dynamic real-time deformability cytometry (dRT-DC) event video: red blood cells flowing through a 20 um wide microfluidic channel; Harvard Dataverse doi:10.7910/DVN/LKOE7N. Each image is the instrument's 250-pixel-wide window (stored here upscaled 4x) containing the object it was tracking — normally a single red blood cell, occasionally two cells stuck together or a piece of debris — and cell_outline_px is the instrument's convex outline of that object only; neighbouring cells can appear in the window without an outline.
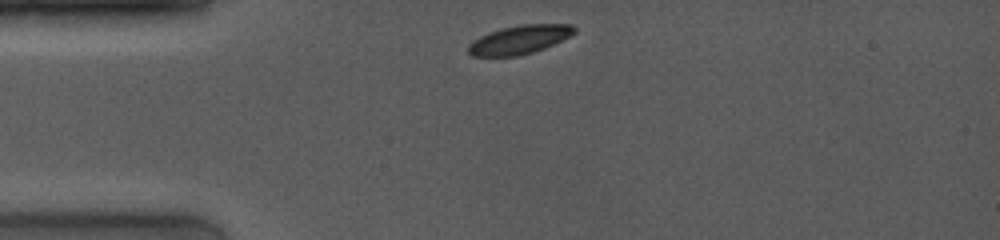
{"species": "common noctule bat (a hibernating species)", "species_latin": "Nyctalus noctula", "temperature_condition": "room temperature", "stored_images_in_passage": 17, "camera_frame_rate_fps": 4000, "um_per_image_px": 0.085, "animal": {"sex": "female", "body_mass_g": 19.0, "forearm_length_mm": 53.3}, "frame": {"image": 1, "passage_image": 1, "time_ms": 0.0, "image_size_px": [1000, 240], "cell_outline_px": [[576, 32], [544, 48], [532, 52], [516, 56], [472, 56], [468, 52], [468, 44], [472, 40], [488, 32], [500, 28], [520, 24], [572, 24], [576, 28]], "centroid_in_image_um": [44.11, 3.36], "position_along_channel_um": 40.9, "area_um2": 17.69}}
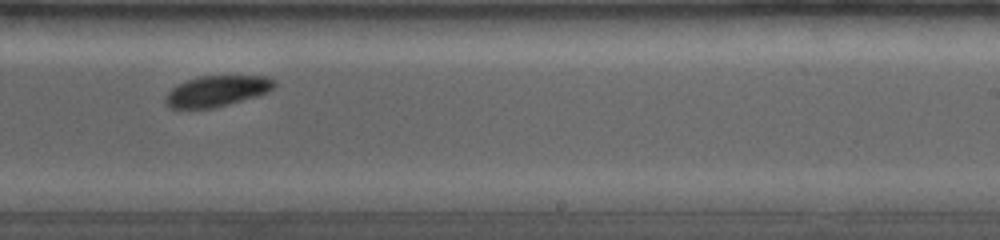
{"frame": {"image": 2, "passage_image": 11, "time_ms": 6.5, "image_size_px": [1000, 240], "cell_outline_px": [[276, 84], [268, 92], [256, 96], [228, 104], [212, 108], [168, 108], [164, 104], [164, 100], [168, 92], [172, 88], [188, 80], [200, 76], [268, 76]], "centroid_in_image_um": [18.41, 7.74], "position_along_channel_um": 270.6, "area_um2": 19.31}}
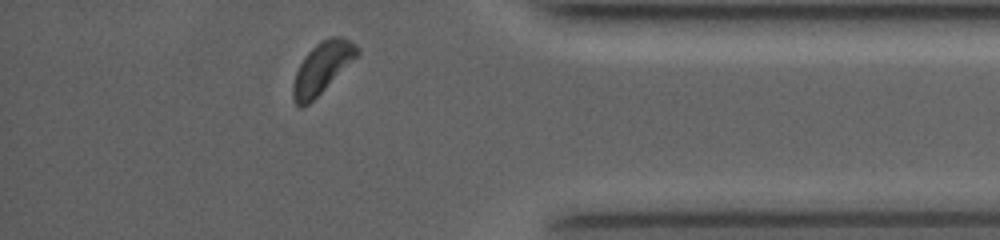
{"frame": {"image": 3, "passage_image": 17, "time_ms": 10.25, "image_size_px": [1000, 240], "cell_outline_px": [[360, 52], [308, 104], [300, 108], [296, 104], [292, 96], [292, 84], [296, 72], [304, 56], [320, 40], [328, 36], [340, 36], [356, 44], [360, 48]], "centroid_in_image_um": [27.34, 5.73], "position_along_channel_um": 407.9, "area_um2": 18.61}}